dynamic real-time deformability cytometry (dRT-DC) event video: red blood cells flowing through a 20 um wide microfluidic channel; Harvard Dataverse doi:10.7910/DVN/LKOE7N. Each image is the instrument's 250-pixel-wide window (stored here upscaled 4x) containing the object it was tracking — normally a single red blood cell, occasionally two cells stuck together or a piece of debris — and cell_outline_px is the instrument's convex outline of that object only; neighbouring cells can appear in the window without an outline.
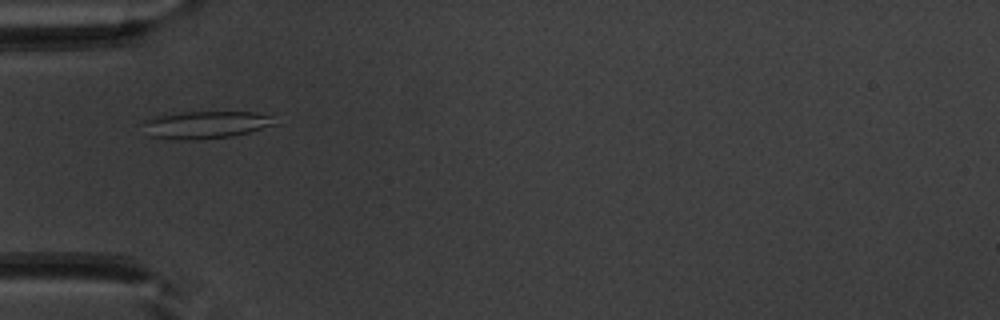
{"species": "common noctule bat (a hibernating species)", "species_latin": "Nyctalus noctula", "temperature_condition": "warm", "stored_images_in_passage": 30, "camera_frame_rate_fps": 3000, "um_per_image_px": 0.085, "animal": {"sex": "male", "body_mass_g": 20.1, "forearm_length_mm": 53.5}, "frame": {"image": 1, "passage_image": 2, "time_ms": 0.333, "image_size_px": [1000, 320], "cell_outline_px": [[280, 124], [232, 136], [196, 140], [172, 140], [148, 136], [144, 124], [144, 120], [156, 116], [180, 112], [256, 112], [272, 116]], "centroid_in_image_um": [17.51, 10.61], "position_along_channel_um": 67.5, "area_um2": 21.33}}
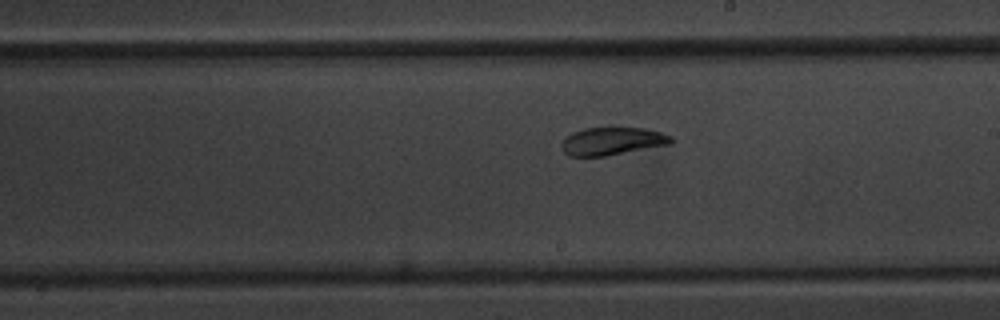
{"frame": {"image": 2, "passage_image": 15, "time_ms": 4.667, "image_size_px": [1000, 320], "cell_outline_px": [[676, 140], [672, 144], [604, 156], [568, 156], [560, 148], [560, 144], [572, 132], [584, 128], [612, 124], [644, 128], [660, 132], [672, 136]], "centroid_in_image_um": [52.06, 11.94], "position_along_channel_um": 236.9, "area_um2": 18.67}}
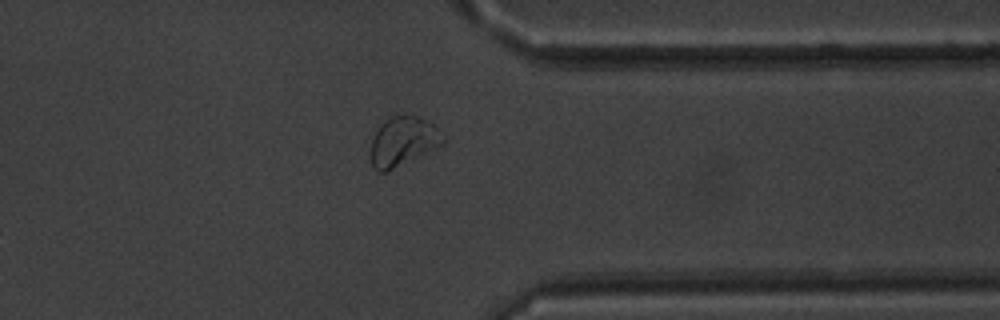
{"frame": {"image": 3, "passage_image": 26, "time_ms": 8.333, "image_size_px": [1000, 320], "cell_outline_px": [[448, 140], [444, 144], [388, 172], [376, 172], [372, 168], [372, 140], [376, 132], [392, 116], [416, 116], [428, 120]], "centroid_in_image_um": [34.3, 12.06], "position_along_channel_um": 377.1, "area_um2": 20.46}, "authors_computed_cell_mechanics": {"area_um2": 18.6694, "velocity_mm_per_s": 3.9284, "shape_relaxation_time_tau1_ms": 5.7205, "shape_relaxation_time_tau2_ms": 1.6882, "deformation_change_tau1": 0.1427, "deformation_change_tau2": 0.0603}}